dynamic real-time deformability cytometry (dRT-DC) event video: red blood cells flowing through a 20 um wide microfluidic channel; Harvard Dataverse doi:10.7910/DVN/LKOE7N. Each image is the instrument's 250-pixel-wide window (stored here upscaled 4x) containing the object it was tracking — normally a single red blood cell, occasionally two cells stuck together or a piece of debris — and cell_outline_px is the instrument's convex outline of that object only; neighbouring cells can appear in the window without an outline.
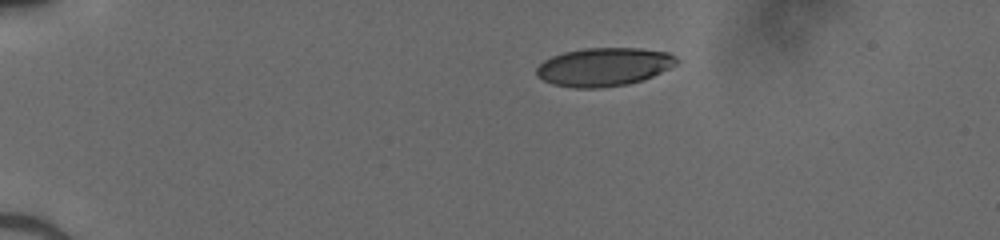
{"species": "human", "species_latin": "Homo sapiens", "temperature_condition": "cold", "stored_images_in_passage": 41, "camera_frame_rate_fps": 3000, "um_per_image_px": 0.085, "donor": {"sex": "male"}, "frame": {"image": 1, "passage_image": 1, "time_ms": 0.0, "image_size_px": [1000, 240], "cell_outline_px": [[680, 60], [676, 64], [644, 80], [628, 84], [600, 88], [572, 88], [552, 84], [536, 76], [536, 68], [544, 60], [552, 56], [564, 52], [584, 48], [640, 48], [668, 52], [676, 56]], "centroid_in_image_um": [51.32, 5.69], "position_along_channel_um": 33.7, "area_um2": 31.5}}
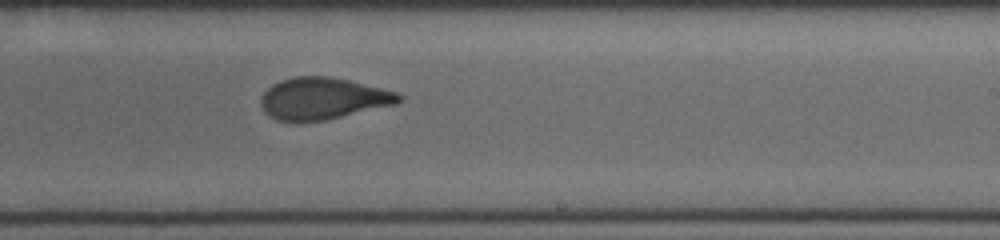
{"frame": {"image": 2, "passage_image": 23, "time_ms": 7.333, "image_size_px": [1000, 240], "cell_outline_px": [[404, 96], [396, 104], [324, 120], [296, 124], [276, 120], [268, 116], [264, 112], [260, 104], [260, 96], [272, 84], [280, 80], [296, 76], [328, 76], [348, 80], [396, 92]], "centroid_in_image_um": [27.36, 8.4], "position_along_channel_um": 261.6, "area_um2": 33.93}}
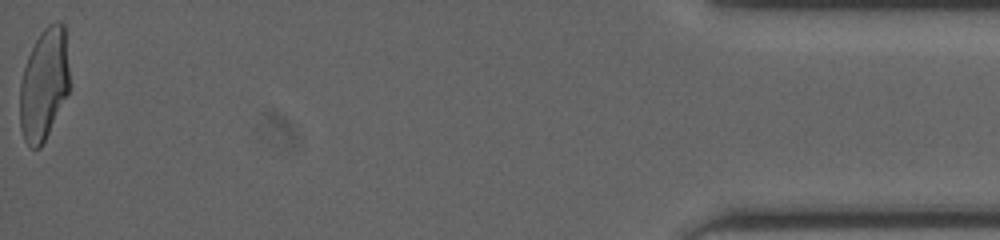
{"frame": {"image": 3, "passage_image": 41, "time_ms": 13.333, "image_size_px": [1000, 240], "cell_outline_px": [[68, 92], [40, 148], [32, 148], [24, 140], [20, 128], [20, 84], [24, 68], [28, 56], [40, 32], [48, 24], [56, 20], [64, 24], [68, 68]], "centroid_in_image_um": [3.72, 7.14], "position_along_channel_um": 431.5, "area_um2": 31.73}}